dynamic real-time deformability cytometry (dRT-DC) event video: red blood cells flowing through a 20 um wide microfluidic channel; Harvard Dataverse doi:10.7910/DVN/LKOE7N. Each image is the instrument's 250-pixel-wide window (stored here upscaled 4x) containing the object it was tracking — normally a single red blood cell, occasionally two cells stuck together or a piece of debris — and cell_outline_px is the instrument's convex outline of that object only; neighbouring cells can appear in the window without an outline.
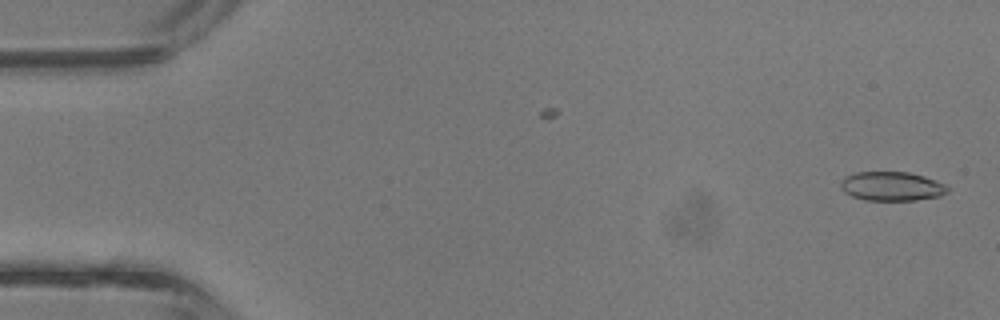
{"species": "common noctule bat (a hibernating species)", "species_latin": "Nyctalus noctula", "temperature_condition": "room temperature", "stored_images_in_passage": 12, "camera_frame_rate_fps": 3000, "um_per_image_px": 0.085, "animal": {"sex": "male", "body_mass_g": 13.3}, "frame": {"image": 1, "passage_image": 1, "time_ms": 0.0, "image_size_px": [1000, 320], "cell_outline_px": [[948, 192], [940, 196], [916, 200], [864, 200], [852, 196], [844, 192], [840, 188], [840, 180], [844, 176], [856, 172], [908, 172], [924, 176], [944, 184], [948, 188]], "centroid_in_image_um": [75.75, 15.83], "position_along_channel_um": 9.2, "area_um2": 18.21}}
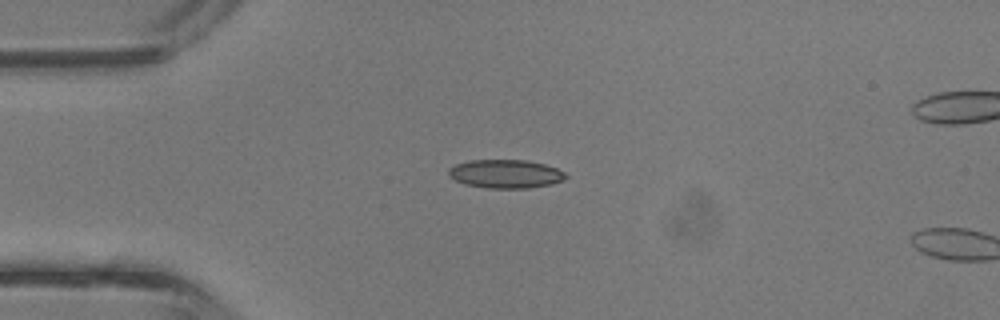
{"frame": {"image": 2, "passage_image": 10, "time_ms": 3.0, "image_size_px": [1000, 320], "cell_outline_px": [[568, 176], [564, 180], [552, 184], [528, 188], [488, 188], [464, 184], [448, 176], [448, 168], [456, 164], [468, 160], [528, 160], [544, 164], [556, 168], [564, 172]], "centroid_in_image_um": [42.97, 14.78], "position_along_channel_um": 42.0, "area_um2": 19.59}}